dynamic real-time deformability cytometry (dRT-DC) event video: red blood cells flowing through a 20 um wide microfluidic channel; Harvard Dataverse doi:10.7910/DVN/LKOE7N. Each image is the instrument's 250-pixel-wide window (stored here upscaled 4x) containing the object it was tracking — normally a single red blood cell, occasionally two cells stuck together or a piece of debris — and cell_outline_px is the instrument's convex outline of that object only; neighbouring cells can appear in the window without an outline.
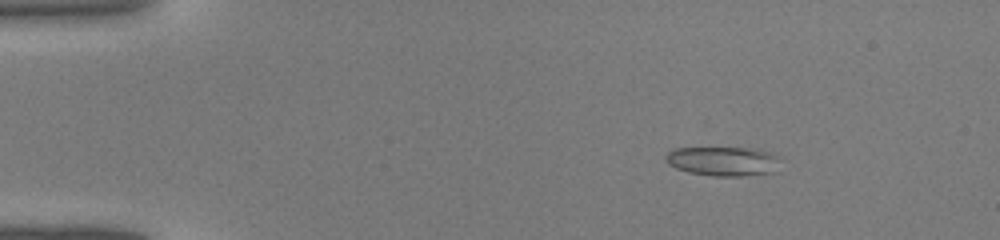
{"species": "common noctule bat (a hibernating species)", "species_latin": "Nyctalus noctula", "temperature_condition": "warm", "stored_images_in_passage": 44, "camera_frame_rate_fps": 3000, "um_per_image_px": 0.085, "animal": {"sex": "male", "body_mass_g": 19.0, "forearm_length_mm": 50.8}, "frame": {"image": 1, "passage_image": 7, "time_ms": 2.0, "image_size_px": [1000, 240], "cell_outline_px": [[776, 172], [740, 176], [712, 176], [688, 172], [676, 168], [668, 164], [664, 160], [664, 156], [668, 152], [676, 148], [760, 148], [772, 152], [776, 156]], "centroid_in_image_um": [61.43, 13.7], "position_along_channel_um": 23.6, "area_um2": 19.65}}
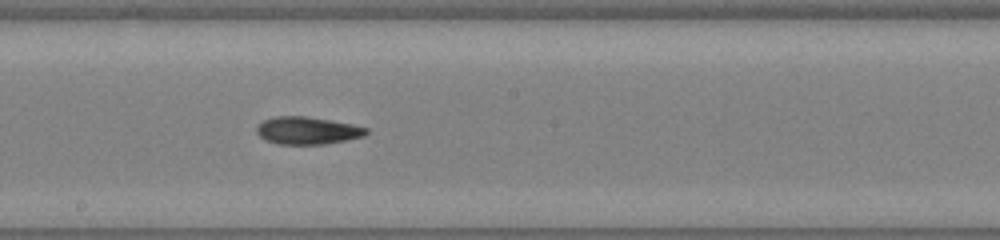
{"frame": {"image": 2, "passage_image": 25, "time_ms": 8.0, "image_size_px": [1000, 240], "cell_outline_px": [[368, 132], [364, 136], [324, 144], [280, 144], [264, 140], [256, 132], [256, 128], [264, 120], [276, 116], [304, 116], [352, 124], [368, 128]], "centroid_in_image_um": [26.11, 11.1], "position_along_channel_um": 222.1, "area_um2": 17.34}}
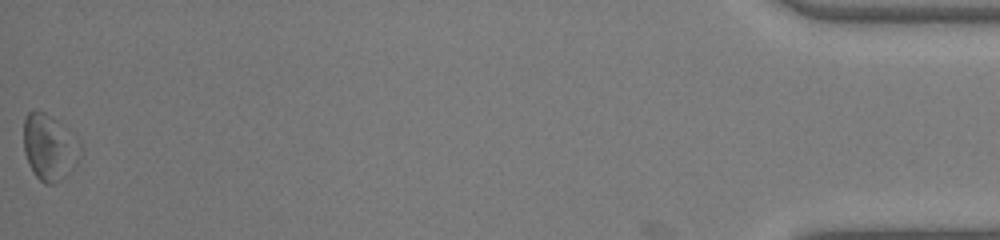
{"frame": {"image": 3, "passage_image": 44, "time_ms": 14.333, "image_size_px": [1000, 240], "cell_outline_px": [[84, 152], [76, 164], [56, 184], [44, 184], [36, 176], [28, 164], [24, 152], [24, 120], [28, 112], [44, 112], [56, 120], [84, 148]], "centroid_in_image_um": [4.2, 12.56], "position_along_channel_um": 431.0, "area_um2": 21.56}}